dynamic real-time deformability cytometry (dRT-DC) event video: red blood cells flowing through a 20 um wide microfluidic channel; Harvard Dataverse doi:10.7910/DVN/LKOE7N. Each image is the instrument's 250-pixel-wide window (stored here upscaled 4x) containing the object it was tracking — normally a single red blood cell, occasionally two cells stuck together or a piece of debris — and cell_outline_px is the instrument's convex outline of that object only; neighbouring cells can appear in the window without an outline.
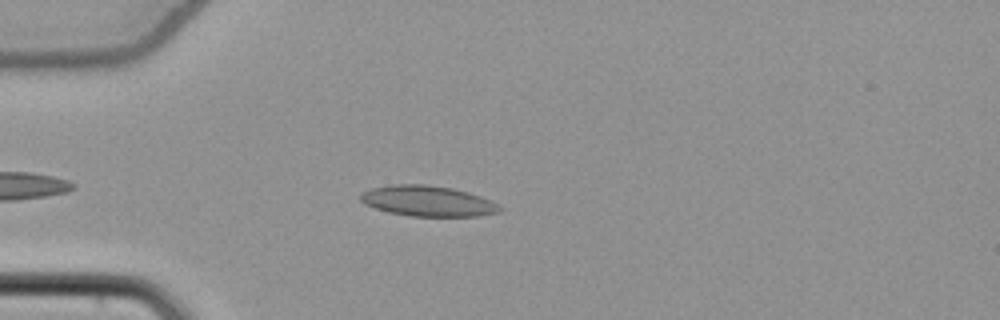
{"species": "common noctule bat (a hibernating species)", "species_latin": "Nyctalus noctula", "temperature_condition": "cold", "stored_images_in_passage": 45, "camera_frame_rate_fps": 3000, "um_per_image_px": 0.085, "animal": {"sex": "female", "body_mass_g": 22.7, "forearm_length_mm": 54.2}, "frame": {"image": 1, "passage_image": 6, "time_ms": 1.667, "image_size_px": [1000, 320], "cell_outline_px": [[504, 208], [500, 212], [476, 216], [412, 216], [388, 212], [364, 204], [360, 200], [360, 192], [372, 188], [392, 184], [428, 184], [452, 188], [468, 192], [492, 200]], "centroid_in_image_um": [36.37, 17.08], "position_along_channel_um": 48.6, "area_um2": 24.97}}
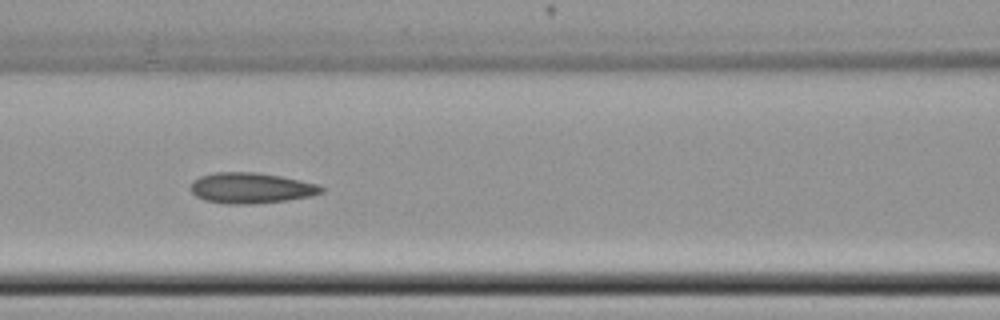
{"frame": {"image": 2, "passage_image": 15, "time_ms": 4.667, "image_size_px": [1000, 320], "cell_outline_px": [[324, 192], [312, 196], [288, 200], [252, 204], [224, 204], [204, 200], [196, 196], [188, 188], [192, 180], [200, 176], [216, 172], [256, 172], [280, 176], [300, 180], [316, 184], [324, 188]], "centroid_in_image_um": [21.3, 15.99], "position_along_channel_um": 145.3, "area_um2": 23.58}}
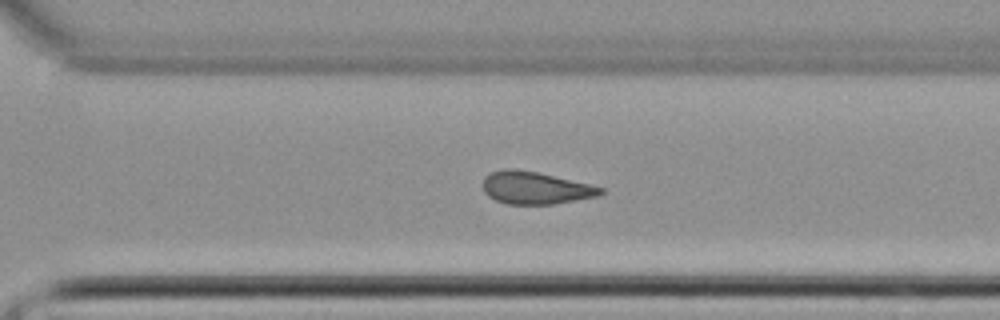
{"frame": {"image": 3, "passage_image": 29, "time_ms": 9.333, "image_size_px": [1000, 320], "cell_outline_px": [[604, 192], [600, 196], [556, 204], [508, 204], [496, 200], [488, 196], [484, 192], [484, 176], [492, 172], [504, 168], [512, 168], [536, 172], [588, 184], [604, 188]], "centroid_in_image_um": [45.51, 15.98], "position_along_channel_um": 325.1, "area_um2": 22.14}, "authors_computed_cell_mechanics": {"area_um2": 22.7154, "velocity_mm_per_s": 3.8547, "shape_relaxation_time_tau1_ms": 11.0869, "shape_relaxation_time_tau2_ms": 2.9032, "deformation_change_tau1": 0.1639, "deformation_change_tau2": 0.1002}}